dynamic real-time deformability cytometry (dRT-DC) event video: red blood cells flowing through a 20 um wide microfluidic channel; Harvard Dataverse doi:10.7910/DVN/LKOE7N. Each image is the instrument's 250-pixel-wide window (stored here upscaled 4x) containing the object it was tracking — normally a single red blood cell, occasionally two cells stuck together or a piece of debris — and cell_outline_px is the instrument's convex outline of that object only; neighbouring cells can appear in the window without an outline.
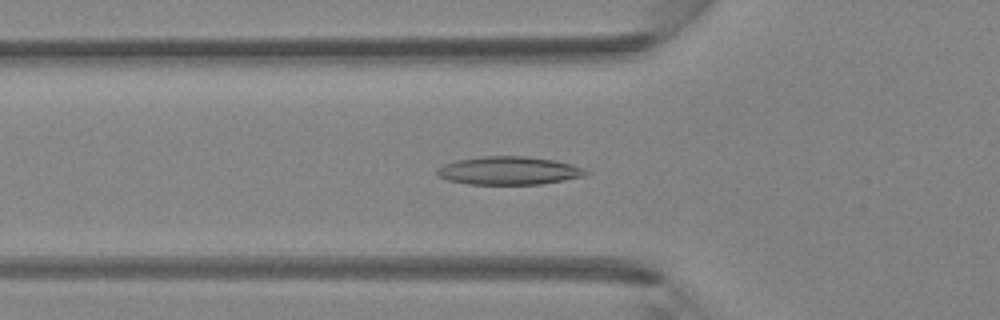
{"species": "Egyptian fruit bat (a non-hibernating species)", "species_latin": "Rousettus aegyptiacus", "temperature_condition": "room temperature", "stored_images_in_passage": 39, "camera_frame_rate_fps": 3000, "um_per_image_px": 0.085, "animal": {"sex": "female"}, "frame": {"image": 1, "passage_image": 12, "time_ms": 3.667, "image_size_px": [1000, 320], "cell_outline_px": [[588, 172], [584, 176], [564, 180], [540, 184], [468, 184], [448, 180], [436, 176], [436, 172], [444, 164], [456, 160], [480, 156], [524, 156], [556, 160], [572, 164], [584, 168]], "centroid_in_image_um": [43.25, 14.5], "position_along_channel_um": 82.6, "area_um2": 24.45}}
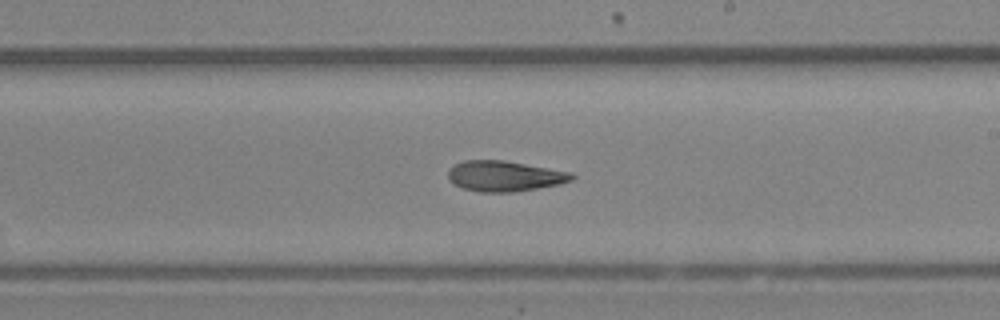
{"frame": {"image": 2, "passage_image": 22, "time_ms": 7.0, "image_size_px": [1000, 320], "cell_outline_px": [[576, 176], [572, 180], [560, 184], [512, 192], [480, 192], [464, 188], [452, 184], [448, 180], [448, 168], [464, 160], [504, 160], [572, 172]], "centroid_in_image_um": [42.87, 14.96], "position_along_channel_um": 246.1, "area_um2": 22.08}}
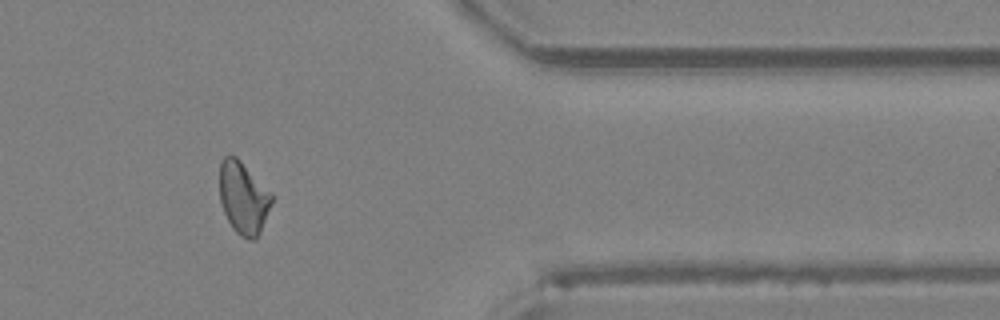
{"frame": {"image": 3, "passage_image": 32, "time_ms": 10.333, "image_size_px": [1000, 320], "cell_outline_px": [[272, 200], [260, 232], [256, 240], [248, 240], [240, 236], [232, 228], [224, 212], [220, 200], [220, 164], [224, 156], [236, 156], [272, 192]], "centroid_in_image_um": [20.68, 16.83], "position_along_channel_um": 390.7, "area_um2": 21.85}}